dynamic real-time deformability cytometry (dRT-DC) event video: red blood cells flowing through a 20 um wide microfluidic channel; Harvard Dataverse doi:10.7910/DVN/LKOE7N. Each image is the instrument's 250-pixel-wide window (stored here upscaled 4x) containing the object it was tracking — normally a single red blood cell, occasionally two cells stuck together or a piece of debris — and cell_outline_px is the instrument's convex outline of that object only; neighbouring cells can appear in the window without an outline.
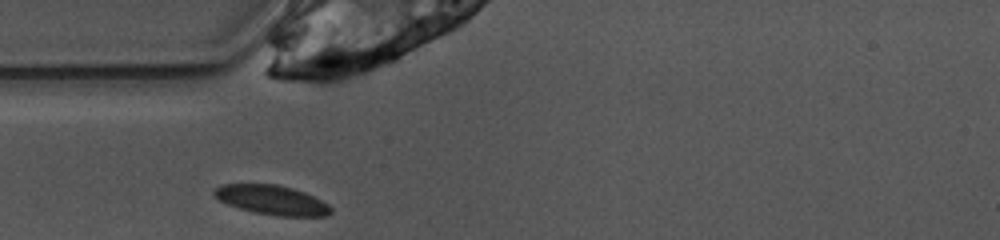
{"species": "common noctule bat (a hibernating species)", "species_latin": "Nyctalus noctula", "temperature_condition": "warm", "stored_images_in_passage": 24, "camera_frame_rate_fps": 3000, "um_per_image_px": 0.085, "animal": {"sex": "female", "body_mass_g": 10.0, "forearm_length_mm": 53.1}, "frame": {"image": 1, "passage_image": 1, "time_ms": 0.0, "image_size_px": [1000, 240], "cell_outline_px": [[332, 212], [328, 216], [280, 216], [256, 212], [240, 208], [228, 204], [212, 196], [212, 192], [216, 188], [224, 184], [276, 184], [292, 188], [304, 192], [328, 204], [332, 208]], "centroid_in_image_um": [23.11, 17.0], "position_along_channel_um": 61.9, "area_um2": 19.83}}
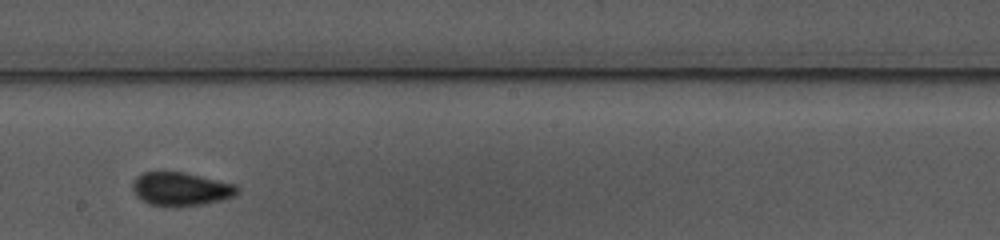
{"frame": {"image": 2, "passage_image": 14, "time_ms": 4.333, "image_size_px": [1000, 240], "cell_outline_px": [[240, 192], [236, 196], [204, 204], [176, 208], [172, 208], [148, 204], [136, 196], [132, 188], [132, 184], [136, 176], [144, 172], [184, 172], [236, 184], [240, 188]], "centroid_in_image_um": [15.39, 16.09], "position_along_channel_um": 232.8, "area_um2": 20.92}}
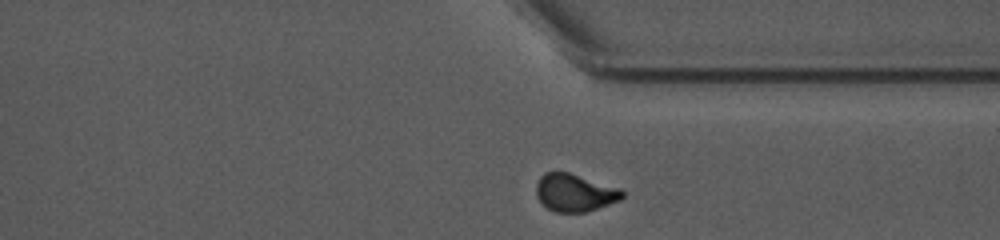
{"frame": {"image": 3, "passage_image": 24, "time_ms": 7.667, "image_size_px": [1000, 240], "cell_outline_px": [[624, 196], [620, 200], [584, 212], [556, 212], [548, 208], [536, 196], [536, 184], [540, 176], [544, 172], [568, 172], [620, 188], [624, 192]], "centroid_in_image_um": [48.84, 16.36], "position_along_channel_um": 362.6, "area_um2": 18.67}, "authors_computed_cell_mechanics": {"area_um2": 19.8254, "velocity_mm_per_s": 3.9119, "shape_relaxation_time_tau1_ms": null, "shape_relaxation_time_tau2_ms": 1.983, "deformation_change_tau1": null, "deformation_change_tau2": 0.0523}}